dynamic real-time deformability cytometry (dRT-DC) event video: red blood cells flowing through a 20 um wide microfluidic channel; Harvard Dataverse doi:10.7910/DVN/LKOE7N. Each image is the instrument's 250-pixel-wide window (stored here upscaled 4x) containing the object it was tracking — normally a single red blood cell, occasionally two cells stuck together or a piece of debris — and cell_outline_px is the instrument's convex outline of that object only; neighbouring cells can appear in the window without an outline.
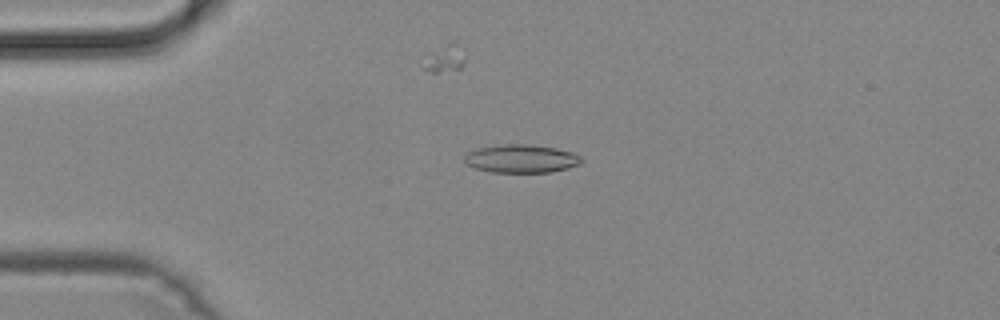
{"species": "common noctule bat (a hibernating species)", "species_latin": "Nyctalus noctula", "temperature_condition": "cold", "stored_images_in_passage": 42, "camera_frame_rate_fps": 3000, "um_per_image_px": 0.085, "animal": {"sex": "male", "body_mass_g": 19.2, "forearm_length_mm": 51.8}, "frame": {"image": 1, "passage_image": 4, "time_ms": 1.0, "image_size_px": [1000, 320], "cell_outline_px": [[584, 160], [580, 164], [568, 168], [552, 172], [492, 172], [476, 168], [464, 164], [464, 152], [476, 148], [500, 144], [532, 144], [556, 148], [572, 152], [580, 156]], "centroid_in_image_um": [44.27, 13.47], "position_along_channel_um": 40.7, "area_um2": 19.59}}
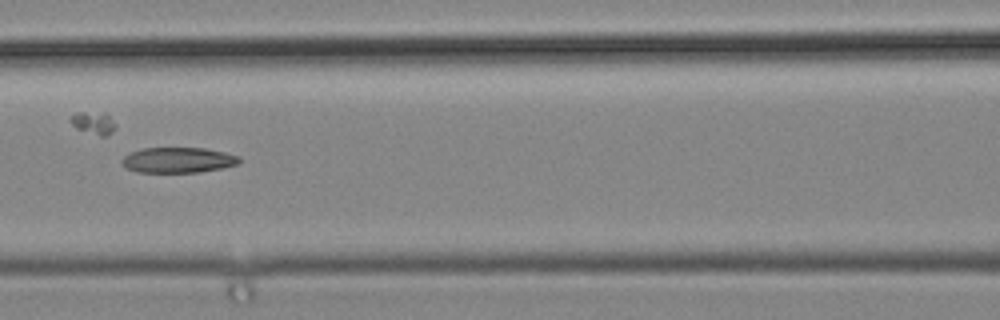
{"frame": {"image": 2, "passage_image": 14, "time_ms": 4.333, "image_size_px": [1000, 320], "cell_outline_px": [[240, 160], [236, 164], [220, 168], [200, 172], [136, 172], [128, 168], [120, 160], [124, 156], [132, 152], [144, 148], [204, 148], [224, 152], [240, 156]], "centroid_in_image_um": [15.14, 13.6], "position_along_channel_um": 151.5, "area_um2": 17.17}}
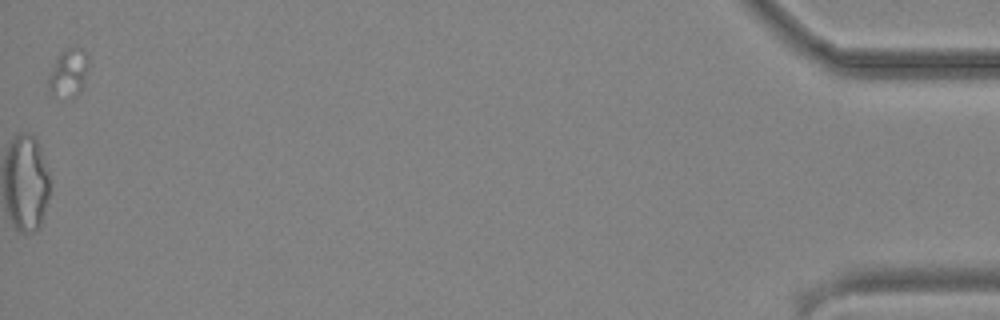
{"frame": {"image": 3, "passage_image": 42, "time_ms": 13.667, "image_size_px": [1000, 320], "cell_outline_px": [[88, 68], [84, 84], [80, 92], [76, 96], [52, 96], [48, 88], [48, 76], [56, 56], [60, 52], [68, 48], [80, 48], [88, 52]], "centroid_in_image_um": [5.82, 6.17], "position_along_channel_um": 429.4, "area_um2": 11.44}}